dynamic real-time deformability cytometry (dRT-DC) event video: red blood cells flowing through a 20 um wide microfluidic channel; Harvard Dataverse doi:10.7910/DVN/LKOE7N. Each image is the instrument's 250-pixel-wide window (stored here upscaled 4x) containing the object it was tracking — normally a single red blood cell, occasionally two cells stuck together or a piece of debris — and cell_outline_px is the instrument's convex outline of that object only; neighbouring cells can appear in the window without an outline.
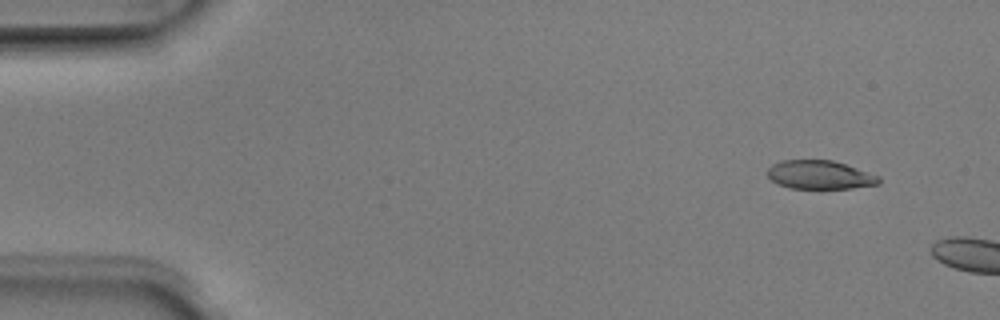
{"species": "Egyptian fruit bat (a non-hibernating species)", "species_latin": "Rousettus aegyptiacus", "temperature_condition": "room temperature", "stored_images_in_passage": 3, "camera_frame_rate_fps": 3000, "um_per_image_px": 0.085, "animal": {"sex": "male"}, "frame": {"image": 1, "passage_image": 1, "time_ms": 0.0, "image_size_px": [1000, 320], "cell_outline_px": [[880, 184], [852, 188], [788, 188], [776, 184], [768, 176], [768, 168], [772, 164], [780, 160], [832, 160], [880, 176]], "centroid_in_image_um": [69.66, 14.86], "position_along_channel_um": 15.3, "area_um2": 18.55}}
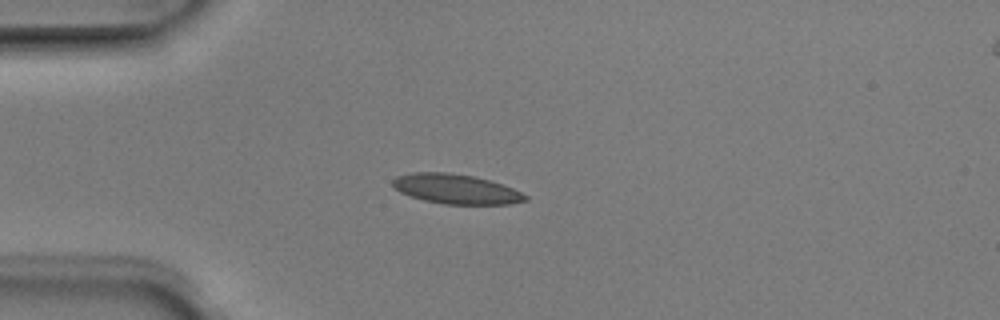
{"frame": {"image": 2, "passage_image": 3, "time_ms": 0.667, "image_size_px": [1000, 320], "cell_outline_px": [[528, 200], [508, 204], [444, 204], [424, 200], [400, 192], [392, 184], [392, 180], [396, 176], [412, 172], [448, 172], [472, 176], [488, 180], [512, 188], [528, 196]], "centroid_in_image_um": [38.74, 16.06], "position_along_channel_um": 46.3, "area_um2": 22.72}}